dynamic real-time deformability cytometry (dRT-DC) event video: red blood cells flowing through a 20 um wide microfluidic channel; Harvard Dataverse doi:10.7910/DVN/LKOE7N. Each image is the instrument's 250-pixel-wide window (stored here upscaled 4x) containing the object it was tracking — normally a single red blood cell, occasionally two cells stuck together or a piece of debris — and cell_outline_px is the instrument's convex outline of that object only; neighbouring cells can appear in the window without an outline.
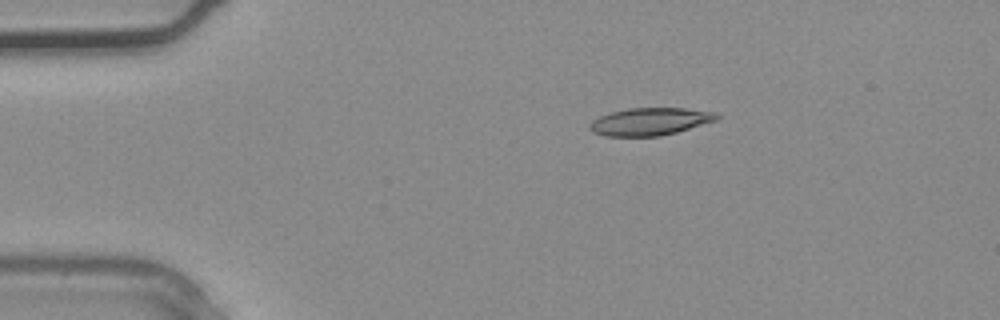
{"species": "common noctule bat (a hibernating species)", "species_latin": "Nyctalus noctula", "temperature_condition": "warm", "stored_images_in_passage": 3, "camera_frame_rate_fps": 3000, "um_per_image_px": 0.085, "animal": {"sex": "male", "body_mass_g": 20.4}, "frame": {"image": 1, "passage_image": 2, "time_ms": 0.333, "image_size_px": [1000, 320], "cell_outline_px": [[720, 116], [716, 120], [676, 132], [660, 136], [604, 136], [592, 132], [588, 128], [588, 124], [592, 120], [600, 116], [612, 112], [628, 108], [684, 108], [716, 112]], "centroid_in_image_um": [55.21, 10.33], "position_along_channel_um": 29.8, "area_um2": 20.35}}